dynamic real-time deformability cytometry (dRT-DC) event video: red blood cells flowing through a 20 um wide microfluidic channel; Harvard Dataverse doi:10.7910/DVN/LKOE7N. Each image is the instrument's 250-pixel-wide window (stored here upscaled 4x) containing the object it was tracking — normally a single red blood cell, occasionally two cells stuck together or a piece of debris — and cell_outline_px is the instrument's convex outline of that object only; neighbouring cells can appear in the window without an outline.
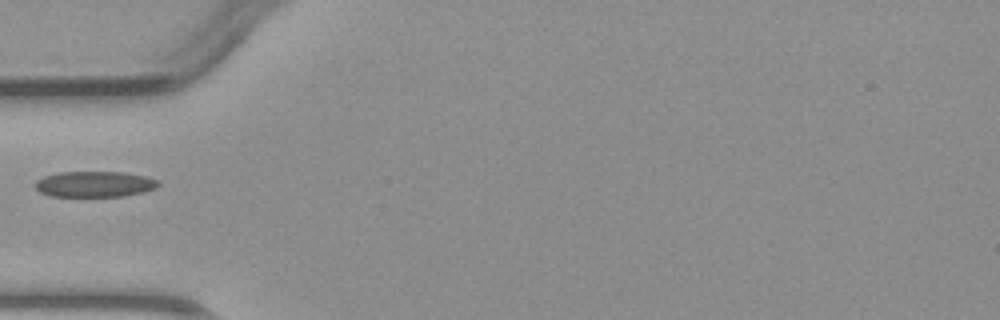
{"species": "common noctule bat (a hibernating species)", "species_latin": "Nyctalus noctula", "temperature_condition": "warm", "stored_images_in_passage": 1, "camera_frame_rate_fps": 3000, "um_per_image_px": 0.085, "animal": {"sex": "male", "body_mass_g": 23.1, "forearm_length_mm": 52.7}, "frame": {"image": 1, "passage_image": 1, "time_ms": 0.0, "image_size_px": [1000, 320], "cell_outline_px": [[160, 184], [156, 188], [144, 192], [124, 196], [52, 196], [40, 192], [36, 188], [36, 180], [44, 176], [56, 172], [124, 172], [148, 176], [160, 180]], "centroid_in_image_um": [8.1, 15.64], "position_along_channel_um": 76.9, "area_um2": 18.67}}